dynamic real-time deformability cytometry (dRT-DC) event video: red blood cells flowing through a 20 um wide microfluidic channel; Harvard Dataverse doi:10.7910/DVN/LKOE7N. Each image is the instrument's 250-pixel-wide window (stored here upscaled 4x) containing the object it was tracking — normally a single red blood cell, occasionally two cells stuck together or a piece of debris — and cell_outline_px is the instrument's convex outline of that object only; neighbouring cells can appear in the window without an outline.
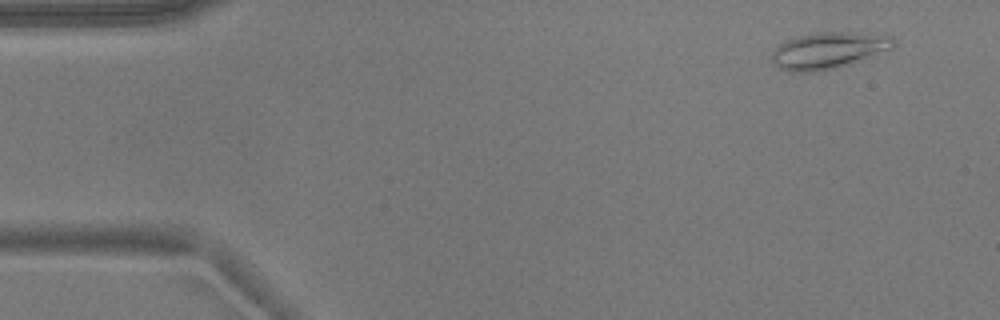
{"species": "common noctule bat (a hibernating species)", "species_latin": "Nyctalus noctula", "temperature_condition": "warm", "stored_images_in_passage": 13, "camera_frame_rate_fps": 3000, "um_per_image_px": 0.085, "animal": {"sex": "male", "body_mass_g": 17.9}, "frame": {"image": 1, "passage_image": 4, "time_ms": 1.0, "image_size_px": [1000, 320], "cell_outline_px": [[896, 44], [892, 48], [832, 68], [812, 72], [788, 72], [772, 64], [772, 52], [784, 40], [796, 36], [816, 32], [852, 32], [892, 36], [896, 40]], "centroid_in_image_um": [70.34, 4.26], "position_along_channel_um": 14.7, "area_um2": 25.49}}